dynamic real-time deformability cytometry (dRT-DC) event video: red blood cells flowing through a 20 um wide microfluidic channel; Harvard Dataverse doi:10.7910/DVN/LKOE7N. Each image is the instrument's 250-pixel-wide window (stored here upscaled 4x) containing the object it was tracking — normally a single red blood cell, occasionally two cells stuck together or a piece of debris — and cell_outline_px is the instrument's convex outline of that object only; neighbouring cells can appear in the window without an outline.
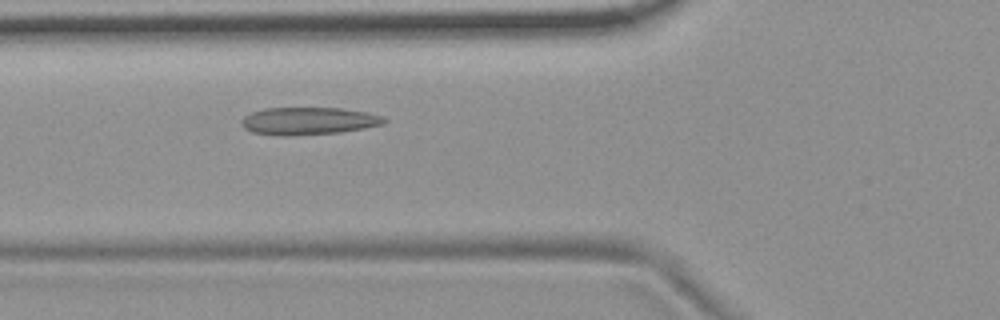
{"species": "common noctule bat (a hibernating species)", "species_latin": "Nyctalus noctula", "temperature_condition": "room temperature", "stored_images_in_passage": 50, "camera_frame_rate_fps": 3000, "um_per_image_px": 0.085, "animal": {"sex": "female", "body_mass_g": 19.9}, "frame": {"image": 1, "passage_image": 16, "time_ms": 5.0, "image_size_px": [1000, 320], "cell_outline_px": [[388, 120], [384, 124], [364, 128], [340, 132], [288, 136], [280, 136], [252, 132], [244, 128], [240, 124], [240, 120], [244, 116], [252, 112], [264, 108], [340, 108], [368, 112], [384, 116]], "centroid_in_image_um": [26.22, 10.28], "position_along_channel_um": 99.6, "area_um2": 23.06}}
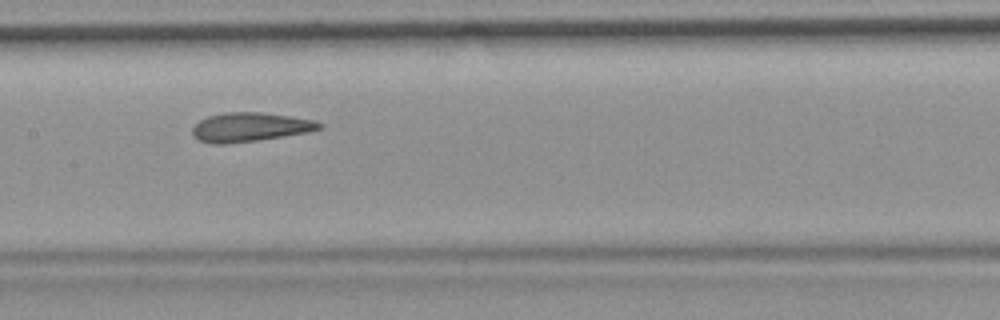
{"frame": {"image": 2, "passage_image": 23, "time_ms": 7.333, "image_size_px": [1000, 320], "cell_outline_px": [[324, 128], [308, 132], [256, 140], [224, 144], [212, 144], [196, 140], [192, 136], [192, 128], [200, 120], [208, 116], [224, 112], [260, 112], [316, 120], [324, 124]], "centroid_in_image_um": [21.23, 10.8], "position_along_channel_um": 186.2, "area_um2": 21.56}}
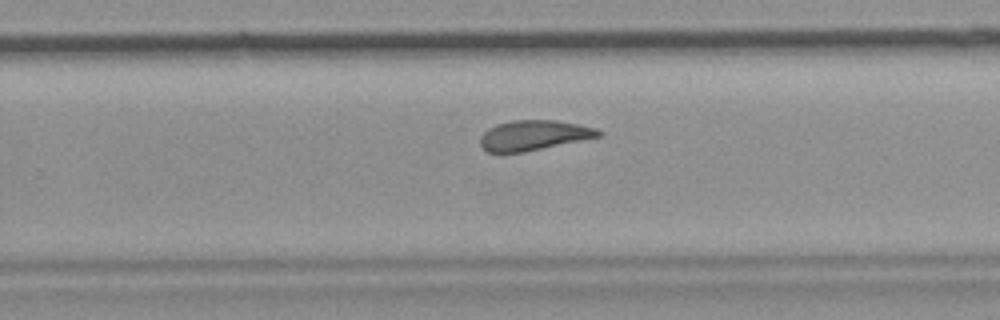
{"frame": {"image": 3, "passage_image": 31, "time_ms": 10.0, "image_size_px": [1000, 320], "cell_outline_px": [[604, 132], [600, 136], [524, 152], [488, 152], [480, 144], [480, 136], [488, 128], [496, 124], [512, 120], [556, 120], [580, 124], [596, 128]], "centroid_in_image_um": [45.37, 11.48], "position_along_channel_um": 284.4, "area_um2": 20.63}, "authors_computed_cell_mechanics": {"area_um2": 22.253, "velocity_mm_per_s": 3.7099, "shape_relaxation_time_tau1_ms": null, "shape_relaxation_time_tau2_ms": 1.4567, "deformation_change_tau1": null, "deformation_change_tau2": 0.0793}}